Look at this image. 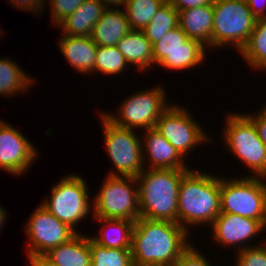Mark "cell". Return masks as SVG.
I'll use <instances>...</instances> for the list:
<instances>
[{"instance_id":"d4e9b609","label":"cell","mask_w":266,"mask_h":266,"mask_svg":"<svg viewBox=\"0 0 266 266\" xmlns=\"http://www.w3.org/2000/svg\"><path fill=\"white\" fill-rule=\"evenodd\" d=\"M19 67L16 61L13 62L8 58L0 59V95L8 97L17 95L16 93L20 91L27 92L30 84H33L31 82H36Z\"/></svg>"},{"instance_id":"3957f363","label":"cell","mask_w":266,"mask_h":266,"mask_svg":"<svg viewBox=\"0 0 266 266\" xmlns=\"http://www.w3.org/2000/svg\"><path fill=\"white\" fill-rule=\"evenodd\" d=\"M189 169H144L136 177L140 217L178 223L179 185Z\"/></svg>"},{"instance_id":"f1b7e54d","label":"cell","mask_w":266,"mask_h":266,"mask_svg":"<svg viewBox=\"0 0 266 266\" xmlns=\"http://www.w3.org/2000/svg\"><path fill=\"white\" fill-rule=\"evenodd\" d=\"M124 68L129 69V64L116 46H97L95 73L100 71L106 75H117Z\"/></svg>"},{"instance_id":"d6a6232c","label":"cell","mask_w":266,"mask_h":266,"mask_svg":"<svg viewBox=\"0 0 266 266\" xmlns=\"http://www.w3.org/2000/svg\"><path fill=\"white\" fill-rule=\"evenodd\" d=\"M245 115L255 124L258 135L266 146V104L257 115L255 113L253 115L245 113Z\"/></svg>"},{"instance_id":"f546056e","label":"cell","mask_w":266,"mask_h":266,"mask_svg":"<svg viewBox=\"0 0 266 266\" xmlns=\"http://www.w3.org/2000/svg\"><path fill=\"white\" fill-rule=\"evenodd\" d=\"M263 244L248 247L245 243L243 247L239 246L236 266H266V242Z\"/></svg>"},{"instance_id":"277c9868","label":"cell","mask_w":266,"mask_h":266,"mask_svg":"<svg viewBox=\"0 0 266 266\" xmlns=\"http://www.w3.org/2000/svg\"><path fill=\"white\" fill-rule=\"evenodd\" d=\"M265 177L248 175L237 179L220 177L221 213L258 220L266 228Z\"/></svg>"},{"instance_id":"8fae6325","label":"cell","mask_w":266,"mask_h":266,"mask_svg":"<svg viewBox=\"0 0 266 266\" xmlns=\"http://www.w3.org/2000/svg\"><path fill=\"white\" fill-rule=\"evenodd\" d=\"M206 46L189 39L179 27L170 29L153 45L154 63L166 69L188 70L204 62Z\"/></svg>"},{"instance_id":"7402d4cb","label":"cell","mask_w":266,"mask_h":266,"mask_svg":"<svg viewBox=\"0 0 266 266\" xmlns=\"http://www.w3.org/2000/svg\"><path fill=\"white\" fill-rule=\"evenodd\" d=\"M45 256L58 266H90L89 236L78 233L68 242L51 249Z\"/></svg>"},{"instance_id":"1f68e13d","label":"cell","mask_w":266,"mask_h":266,"mask_svg":"<svg viewBox=\"0 0 266 266\" xmlns=\"http://www.w3.org/2000/svg\"><path fill=\"white\" fill-rule=\"evenodd\" d=\"M191 245L182 253L175 266H211L205 256Z\"/></svg>"},{"instance_id":"6da1fadb","label":"cell","mask_w":266,"mask_h":266,"mask_svg":"<svg viewBox=\"0 0 266 266\" xmlns=\"http://www.w3.org/2000/svg\"><path fill=\"white\" fill-rule=\"evenodd\" d=\"M188 237V232L178 223L140 217L132 234L133 266H175L191 245Z\"/></svg>"},{"instance_id":"74e56055","label":"cell","mask_w":266,"mask_h":266,"mask_svg":"<svg viewBox=\"0 0 266 266\" xmlns=\"http://www.w3.org/2000/svg\"><path fill=\"white\" fill-rule=\"evenodd\" d=\"M100 1L106 8H110V6H122L124 5L125 0H98Z\"/></svg>"},{"instance_id":"30bf717a","label":"cell","mask_w":266,"mask_h":266,"mask_svg":"<svg viewBox=\"0 0 266 266\" xmlns=\"http://www.w3.org/2000/svg\"><path fill=\"white\" fill-rule=\"evenodd\" d=\"M166 100L165 90L156 86L125 99L120 105L118 116L109 113L103 115L121 128L151 129L155 128L158 118L170 106Z\"/></svg>"},{"instance_id":"7a4b0ae2","label":"cell","mask_w":266,"mask_h":266,"mask_svg":"<svg viewBox=\"0 0 266 266\" xmlns=\"http://www.w3.org/2000/svg\"><path fill=\"white\" fill-rule=\"evenodd\" d=\"M178 224L187 232L189 226L212 225L221 213L220 178L189 169L182 177L178 195Z\"/></svg>"},{"instance_id":"8992f818","label":"cell","mask_w":266,"mask_h":266,"mask_svg":"<svg viewBox=\"0 0 266 266\" xmlns=\"http://www.w3.org/2000/svg\"><path fill=\"white\" fill-rule=\"evenodd\" d=\"M212 47L231 45L240 51L254 30L256 18L244 1L214 0Z\"/></svg>"},{"instance_id":"ac0fdd59","label":"cell","mask_w":266,"mask_h":266,"mask_svg":"<svg viewBox=\"0 0 266 266\" xmlns=\"http://www.w3.org/2000/svg\"><path fill=\"white\" fill-rule=\"evenodd\" d=\"M213 4L185 9L179 12V27L189 39L212 48Z\"/></svg>"},{"instance_id":"f35d334b","label":"cell","mask_w":266,"mask_h":266,"mask_svg":"<svg viewBox=\"0 0 266 266\" xmlns=\"http://www.w3.org/2000/svg\"><path fill=\"white\" fill-rule=\"evenodd\" d=\"M6 214L7 213L5 212L4 208L0 206V229L3 226V224L5 223V221L7 220L6 219V217H7Z\"/></svg>"},{"instance_id":"cb8c5ba5","label":"cell","mask_w":266,"mask_h":266,"mask_svg":"<svg viewBox=\"0 0 266 266\" xmlns=\"http://www.w3.org/2000/svg\"><path fill=\"white\" fill-rule=\"evenodd\" d=\"M238 53L252 68L266 70V17L256 19L254 30Z\"/></svg>"},{"instance_id":"4dcf8cb0","label":"cell","mask_w":266,"mask_h":266,"mask_svg":"<svg viewBox=\"0 0 266 266\" xmlns=\"http://www.w3.org/2000/svg\"><path fill=\"white\" fill-rule=\"evenodd\" d=\"M51 18L54 25H58L68 15L72 14L85 0H48Z\"/></svg>"},{"instance_id":"5b68a950","label":"cell","mask_w":266,"mask_h":266,"mask_svg":"<svg viewBox=\"0 0 266 266\" xmlns=\"http://www.w3.org/2000/svg\"><path fill=\"white\" fill-rule=\"evenodd\" d=\"M107 176L97 196L93 198L94 217L131 221L139 219V189L136 177Z\"/></svg>"},{"instance_id":"484cf974","label":"cell","mask_w":266,"mask_h":266,"mask_svg":"<svg viewBox=\"0 0 266 266\" xmlns=\"http://www.w3.org/2000/svg\"><path fill=\"white\" fill-rule=\"evenodd\" d=\"M179 25V12L167 0L155 13L151 22L142 30L152 45L170 29Z\"/></svg>"},{"instance_id":"ffe728a7","label":"cell","mask_w":266,"mask_h":266,"mask_svg":"<svg viewBox=\"0 0 266 266\" xmlns=\"http://www.w3.org/2000/svg\"><path fill=\"white\" fill-rule=\"evenodd\" d=\"M106 7L98 0H85L72 14L57 26L69 36H91L94 25L101 18Z\"/></svg>"},{"instance_id":"2e32d148","label":"cell","mask_w":266,"mask_h":266,"mask_svg":"<svg viewBox=\"0 0 266 266\" xmlns=\"http://www.w3.org/2000/svg\"><path fill=\"white\" fill-rule=\"evenodd\" d=\"M145 148L143 152V160L147 159L149 169H190L184 164L183 157L177 150L167 141V139L159 133L155 128L146 129L144 136ZM145 154V156H144ZM147 154V155H146ZM187 166V167H186Z\"/></svg>"},{"instance_id":"4316f807","label":"cell","mask_w":266,"mask_h":266,"mask_svg":"<svg viewBox=\"0 0 266 266\" xmlns=\"http://www.w3.org/2000/svg\"><path fill=\"white\" fill-rule=\"evenodd\" d=\"M167 0H125L123 7L131 30H143Z\"/></svg>"},{"instance_id":"7c38bea8","label":"cell","mask_w":266,"mask_h":266,"mask_svg":"<svg viewBox=\"0 0 266 266\" xmlns=\"http://www.w3.org/2000/svg\"><path fill=\"white\" fill-rule=\"evenodd\" d=\"M29 238L27 256L45 255L51 249L66 243L78 233L69 225L58 220L42 205L34 210L25 225Z\"/></svg>"},{"instance_id":"5bb4252c","label":"cell","mask_w":266,"mask_h":266,"mask_svg":"<svg viewBox=\"0 0 266 266\" xmlns=\"http://www.w3.org/2000/svg\"><path fill=\"white\" fill-rule=\"evenodd\" d=\"M34 145L10 124L0 123V168L12 175L25 173L38 157Z\"/></svg>"},{"instance_id":"d590c367","label":"cell","mask_w":266,"mask_h":266,"mask_svg":"<svg viewBox=\"0 0 266 266\" xmlns=\"http://www.w3.org/2000/svg\"><path fill=\"white\" fill-rule=\"evenodd\" d=\"M246 3L256 19L266 17V0H247Z\"/></svg>"},{"instance_id":"d6986e66","label":"cell","mask_w":266,"mask_h":266,"mask_svg":"<svg viewBox=\"0 0 266 266\" xmlns=\"http://www.w3.org/2000/svg\"><path fill=\"white\" fill-rule=\"evenodd\" d=\"M130 30L124 10L106 8L94 25L90 37L98 46H116Z\"/></svg>"},{"instance_id":"8d00e7d4","label":"cell","mask_w":266,"mask_h":266,"mask_svg":"<svg viewBox=\"0 0 266 266\" xmlns=\"http://www.w3.org/2000/svg\"><path fill=\"white\" fill-rule=\"evenodd\" d=\"M30 266H58L50 261L45 255H35L29 257Z\"/></svg>"},{"instance_id":"4fadbf2b","label":"cell","mask_w":266,"mask_h":266,"mask_svg":"<svg viewBox=\"0 0 266 266\" xmlns=\"http://www.w3.org/2000/svg\"><path fill=\"white\" fill-rule=\"evenodd\" d=\"M155 129L167 139L183 158L184 155L189 153L188 151H192V148L210 140L186 108L175 104L169 106L161 114L156 122Z\"/></svg>"},{"instance_id":"ba28073f","label":"cell","mask_w":266,"mask_h":266,"mask_svg":"<svg viewBox=\"0 0 266 266\" xmlns=\"http://www.w3.org/2000/svg\"><path fill=\"white\" fill-rule=\"evenodd\" d=\"M100 119L107 153L117 170L109 172V176L137 177L145 168L142 138L137 137L133 129L114 125L103 113L100 114Z\"/></svg>"},{"instance_id":"9a60e30c","label":"cell","mask_w":266,"mask_h":266,"mask_svg":"<svg viewBox=\"0 0 266 266\" xmlns=\"http://www.w3.org/2000/svg\"><path fill=\"white\" fill-rule=\"evenodd\" d=\"M211 227L216 242L226 247L248 243L249 239L256 237L265 228L258 220L231 213H220Z\"/></svg>"},{"instance_id":"e0dca14e","label":"cell","mask_w":266,"mask_h":266,"mask_svg":"<svg viewBox=\"0 0 266 266\" xmlns=\"http://www.w3.org/2000/svg\"><path fill=\"white\" fill-rule=\"evenodd\" d=\"M59 48L68 63L79 73L95 74L97 44L90 36H69L61 34Z\"/></svg>"},{"instance_id":"9c48e42d","label":"cell","mask_w":266,"mask_h":266,"mask_svg":"<svg viewBox=\"0 0 266 266\" xmlns=\"http://www.w3.org/2000/svg\"><path fill=\"white\" fill-rule=\"evenodd\" d=\"M49 200H43L41 205L58 220L76 230V225L88 216L91 207L89 192L85 180L79 175H66L55 184ZM75 226V227H74Z\"/></svg>"},{"instance_id":"44dd1931","label":"cell","mask_w":266,"mask_h":266,"mask_svg":"<svg viewBox=\"0 0 266 266\" xmlns=\"http://www.w3.org/2000/svg\"><path fill=\"white\" fill-rule=\"evenodd\" d=\"M116 47L129 65H135L141 71L150 70L154 65L153 45L142 30H130L118 41Z\"/></svg>"},{"instance_id":"52a82bcc","label":"cell","mask_w":266,"mask_h":266,"mask_svg":"<svg viewBox=\"0 0 266 266\" xmlns=\"http://www.w3.org/2000/svg\"><path fill=\"white\" fill-rule=\"evenodd\" d=\"M223 130L224 143L243 162L254 177L266 178V146L260 139L255 124L245 115H227Z\"/></svg>"},{"instance_id":"603a6c76","label":"cell","mask_w":266,"mask_h":266,"mask_svg":"<svg viewBox=\"0 0 266 266\" xmlns=\"http://www.w3.org/2000/svg\"><path fill=\"white\" fill-rule=\"evenodd\" d=\"M94 219L100 221L102 226L99 231L100 234L97 237L90 238L93 242L106 248L131 249L135 221L106 218Z\"/></svg>"},{"instance_id":"83f0119b","label":"cell","mask_w":266,"mask_h":266,"mask_svg":"<svg viewBox=\"0 0 266 266\" xmlns=\"http://www.w3.org/2000/svg\"><path fill=\"white\" fill-rule=\"evenodd\" d=\"M90 266H133L131 249H113L100 246L89 236Z\"/></svg>"},{"instance_id":"e575fe53","label":"cell","mask_w":266,"mask_h":266,"mask_svg":"<svg viewBox=\"0 0 266 266\" xmlns=\"http://www.w3.org/2000/svg\"><path fill=\"white\" fill-rule=\"evenodd\" d=\"M173 7L178 11H183L185 9H191L194 7L211 5L214 0H168Z\"/></svg>"},{"instance_id":"836d02e7","label":"cell","mask_w":266,"mask_h":266,"mask_svg":"<svg viewBox=\"0 0 266 266\" xmlns=\"http://www.w3.org/2000/svg\"><path fill=\"white\" fill-rule=\"evenodd\" d=\"M45 1L47 0H10L12 7L21 9L23 11L30 10V12H34L38 15V12L41 14L42 10H44ZM43 8V9H42Z\"/></svg>"}]
</instances>
